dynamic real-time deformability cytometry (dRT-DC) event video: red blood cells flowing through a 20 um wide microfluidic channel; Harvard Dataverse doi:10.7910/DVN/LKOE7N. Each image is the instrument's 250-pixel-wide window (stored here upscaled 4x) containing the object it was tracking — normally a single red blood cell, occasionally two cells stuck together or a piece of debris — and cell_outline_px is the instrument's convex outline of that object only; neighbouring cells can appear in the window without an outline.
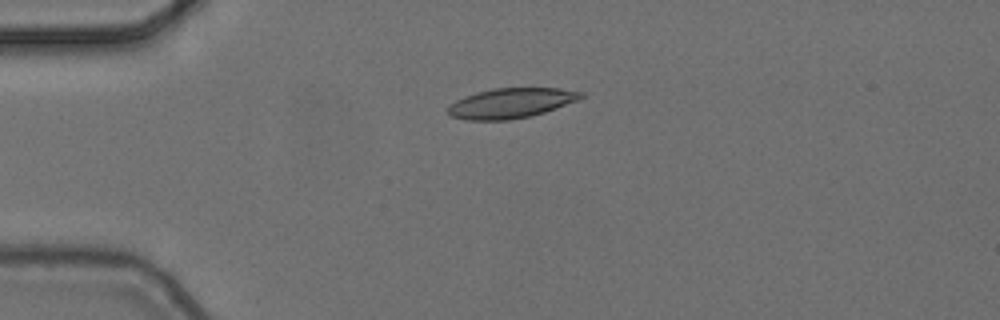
{"species": "common noctule bat (a hibernating species)", "species_latin": "Nyctalus noctula", "temperature_condition": "cold", "stored_images_in_passage": 6, "camera_frame_rate_fps": 3000, "um_per_image_px": 0.085, "animal": {"sex": "female", "body_mass_g": 24.6, "forearm_length_mm": 56.2}, "frame": {"image": 1, "passage_image": 6, "time_ms": 1.667, "image_size_px": [1000, 320], "cell_outline_px": [[584, 96], [580, 100], [544, 112], [528, 116], [508, 120], [464, 120], [448, 116], [448, 104], [464, 96], [476, 92], [492, 88], [560, 88], [584, 92]], "centroid_in_image_um": [43.41, 8.76], "position_along_channel_um": 41.6, "area_um2": 23.47}}